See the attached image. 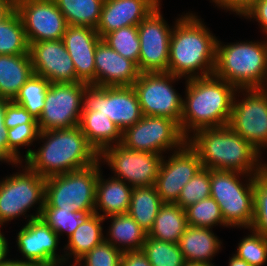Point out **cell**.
Listing matches in <instances>:
<instances>
[{
    "mask_svg": "<svg viewBox=\"0 0 267 266\" xmlns=\"http://www.w3.org/2000/svg\"><path fill=\"white\" fill-rule=\"evenodd\" d=\"M212 228L187 226L178 242L185 261L214 265V259L222 250V241Z\"/></svg>",
    "mask_w": 267,
    "mask_h": 266,
    "instance_id": "24",
    "label": "cell"
},
{
    "mask_svg": "<svg viewBox=\"0 0 267 266\" xmlns=\"http://www.w3.org/2000/svg\"><path fill=\"white\" fill-rule=\"evenodd\" d=\"M250 228L267 238V168L254 178V216Z\"/></svg>",
    "mask_w": 267,
    "mask_h": 266,
    "instance_id": "41",
    "label": "cell"
},
{
    "mask_svg": "<svg viewBox=\"0 0 267 266\" xmlns=\"http://www.w3.org/2000/svg\"><path fill=\"white\" fill-rule=\"evenodd\" d=\"M163 157L160 154L130 150L117 144L105 148L99 154V161L111 169L113 177L134 188L155 185Z\"/></svg>",
    "mask_w": 267,
    "mask_h": 266,
    "instance_id": "13",
    "label": "cell"
},
{
    "mask_svg": "<svg viewBox=\"0 0 267 266\" xmlns=\"http://www.w3.org/2000/svg\"><path fill=\"white\" fill-rule=\"evenodd\" d=\"M29 54L34 74L51 83L77 82L73 60L62 39L31 43Z\"/></svg>",
    "mask_w": 267,
    "mask_h": 266,
    "instance_id": "19",
    "label": "cell"
},
{
    "mask_svg": "<svg viewBox=\"0 0 267 266\" xmlns=\"http://www.w3.org/2000/svg\"><path fill=\"white\" fill-rule=\"evenodd\" d=\"M81 105L82 112L99 111L109 117L122 132L143 117L133 86L87 85L82 95Z\"/></svg>",
    "mask_w": 267,
    "mask_h": 266,
    "instance_id": "11",
    "label": "cell"
},
{
    "mask_svg": "<svg viewBox=\"0 0 267 266\" xmlns=\"http://www.w3.org/2000/svg\"><path fill=\"white\" fill-rule=\"evenodd\" d=\"M243 17L247 20L251 21L253 19L258 22L262 33L267 36V0H258L245 12Z\"/></svg>",
    "mask_w": 267,
    "mask_h": 266,
    "instance_id": "44",
    "label": "cell"
},
{
    "mask_svg": "<svg viewBox=\"0 0 267 266\" xmlns=\"http://www.w3.org/2000/svg\"><path fill=\"white\" fill-rule=\"evenodd\" d=\"M162 204L155 185L134 187L127 213L148 233Z\"/></svg>",
    "mask_w": 267,
    "mask_h": 266,
    "instance_id": "30",
    "label": "cell"
},
{
    "mask_svg": "<svg viewBox=\"0 0 267 266\" xmlns=\"http://www.w3.org/2000/svg\"><path fill=\"white\" fill-rule=\"evenodd\" d=\"M184 210L188 226L212 229L216 226L228 227L218 203L212 197L202 199Z\"/></svg>",
    "mask_w": 267,
    "mask_h": 266,
    "instance_id": "35",
    "label": "cell"
},
{
    "mask_svg": "<svg viewBox=\"0 0 267 266\" xmlns=\"http://www.w3.org/2000/svg\"><path fill=\"white\" fill-rule=\"evenodd\" d=\"M255 176L237 171L210 170V197L218 203L228 228L251 227Z\"/></svg>",
    "mask_w": 267,
    "mask_h": 266,
    "instance_id": "6",
    "label": "cell"
},
{
    "mask_svg": "<svg viewBox=\"0 0 267 266\" xmlns=\"http://www.w3.org/2000/svg\"><path fill=\"white\" fill-rule=\"evenodd\" d=\"M9 100L0 98V128H6L4 125L5 106Z\"/></svg>",
    "mask_w": 267,
    "mask_h": 266,
    "instance_id": "52",
    "label": "cell"
},
{
    "mask_svg": "<svg viewBox=\"0 0 267 266\" xmlns=\"http://www.w3.org/2000/svg\"><path fill=\"white\" fill-rule=\"evenodd\" d=\"M122 251L105 240L87 252L76 263V266H121Z\"/></svg>",
    "mask_w": 267,
    "mask_h": 266,
    "instance_id": "42",
    "label": "cell"
},
{
    "mask_svg": "<svg viewBox=\"0 0 267 266\" xmlns=\"http://www.w3.org/2000/svg\"><path fill=\"white\" fill-rule=\"evenodd\" d=\"M24 123H38V121L21 105L15 103L13 100L8 101L5 106V127L10 129Z\"/></svg>",
    "mask_w": 267,
    "mask_h": 266,
    "instance_id": "43",
    "label": "cell"
},
{
    "mask_svg": "<svg viewBox=\"0 0 267 266\" xmlns=\"http://www.w3.org/2000/svg\"><path fill=\"white\" fill-rule=\"evenodd\" d=\"M94 212L79 213L73 208L43 207L40 218L61 238H69L78 226L83 224Z\"/></svg>",
    "mask_w": 267,
    "mask_h": 266,
    "instance_id": "33",
    "label": "cell"
},
{
    "mask_svg": "<svg viewBox=\"0 0 267 266\" xmlns=\"http://www.w3.org/2000/svg\"><path fill=\"white\" fill-rule=\"evenodd\" d=\"M181 79L169 72L140 73L132 86L143 115L167 117L180 126L183 97L173 85Z\"/></svg>",
    "mask_w": 267,
    "mask_h": 266,
    "instance_id": "12",
    "label": "cell"
},
{
    "mask_svg": "<svg viewBox=\"0 0 267 266\" xmlns=\"http://www.w3.org/2000/svg\"><path fill=\"white\" fill-rule=\"evenodd\" d=\"M213 74L236 89L267 88V36L261 42L217 39Z\"/></svg>",
    "mask_w": 267,
    "mask_h": 266,
    "instance_id": "5",
    "label": "cell"
},
{
    "mask_svg": "<svg viewBox=\"0 0 267 266\" xmlns=\"http://www.w3.org/2000/svg\"><path fill=\"white\" fill-rule=\"evenodd\" d=\"M228 266H251L246 261L239 259L236 255L232 254V257H229Z\"/></svg>",
    "mask_w": 267,
    "mask_h": 266,
    "instance_id": "51",
    "label": "cell"
},
{
    "mask_svg": "<svg viewBox=\"0 0 267 266\" xmlns=\"http://www.w3.org/2000/svg\"><path fill=\"white\" fill-rule=\"evenodd\" d=\"M162 0H104L96 31L106 34L126 26H138Z\"/></svg>",
    "mask_w": 267,
    "mask_h": 266,
    "instance_id": "22",
    "label": "cell"
},
{
    "mask_svg": "<svg viewBox=\"0 0 267 266\" xmlns=\"http://www.w3.org/2000/svg\"><path fill=\"white\" fill-rule=\"evenodd\" d=\"M228 126L262 154L267 148V88L237 89Z\"/></svg>",
    "mask_w": 267,
    "mask_h": 266,
    "instance_id": "9",
    "label": "cell"
},
{
    "mask_svg": "<svg viewBox=\"0 0 267 266\" xmlns=\"http://www.w3.org/2000/svg\"><path fill=\"white\" fill-rule=\"evenodd\" d=\"M169 153L168 159H162L155 187L163 203H176L183 186L198 173L202 163L187 142Z\"/></svg>",
    "mask_w": 267,
    "mask_h": 266,
    "instance_id": "18",
    "label": "cell"
},
{
    "mask_svg": "<svg viewBox=\"0 0 267 266\" xmlns=\"http://www.w3.org/2000/svg\"><path fill=\"white\" fill-rule=\"evenodd\" d=\"M68 25L97 28L104 0H54Z\"/></svg>",
    "mask_w": 267,
    "mask_h": 266,
    "instance_id": "31",
    "label": "cell"
},
{
    "mask_svg": "<svg viewBox=\"0 0 267 266\" xmlns=\"http://www.w3.org/2000/svg\"><path fill=\"white\" fill-rule=\"evenodd\" d=\"M8 239H6L4 233L0 228V264L5 263L9 258H7L9 253Z\"/></svg>",
    "mask_w": 267,
    "mask_h": 266,
    "instance_id": "48",
    "label": "cell"
},
{
    "mask_svg": "<svg viewBox=\"0 0 267 266\" xmlns=\"http://www.w3.org/2000/svg\"><path fill=\"white\" fill-rule=\"evenodd\" d=\"M0 266H43L37 263H29L12 259H8L5 263L0 264Z\"/></svg>",
    "mask_w": 267,
    "mask_h": 266,
    "instance_id": "50",
    "label": "cell"
},
{
    "mask_svg": "<svg viewBox=\"0 0 267 266\" xmlns=\"http://www.w3.org/2000/svg\"><path fill=\"white\" fill-rule=\"evenodd\" d=\"M248 231L250 234L242 237L234 255L251 266H263L267 261V238L251 228Z\"/></svg>",
    "mask_w": 267,
    "mask_h": 266,
    "instance_id": "39",
    "label": "cell"
},
{
    "mask_svg": "<svg viewBox=\"0 0 267 266\" xmlns=\"http://www.w3.org/2000/svg\"><path fill=\"white\" fill-rule=\"evenodd\" d=\"M106 44L123 57L130 59L138 66L140 55V40L137 26H126L106 34L103 38Z\"/></svg>",
    "mask_w": 267,
    "mask_h": 266,
    "instance_id": "38",
    "label": "cell"
},
{
    "mask_svg": "<svg viewBox=\"0 0 267 266\" xmlns=\"http://www.w3.org/2000/svg\"><path fill=\"white\" fill-rule=\"evenodd\" d=\"M17 0H0V3L3 4H16Z\"/></svg>",
    "mask_w": 267,
    "mask_h": 266,
    "instance_id": "54",
    "label": "cell"
},
{
    "mask_svg": "<svg viewBox=\"0 0 267 266\" xmlns=\"http://www.w3.org/2000/svg\"><path fill=\"white\" fill-rule=\"evenodd\" d=\"M50 83L46 78L33 73L13 101L38 120L45 105V96Z\"/></svg>",
    "mask_w": 267,
    "mask_h": 266,
    "instance_id": "34",
    "label": "cell"
},
{
    "mask_svg": "<svg viewBox=\"0 0 267 266\" xmlns=\"http://www.w3.org/2000/svg\"><path fill=\"white\" fill-rule=\"evenodd\" d=\"M19 165V166H18ZM25 165V166H23ZM16 173L0 180V228L21 216L27 221L40 218L44 206L46 178L33 172L26 164L18 163ZM21 166V167H20ZM35 213L28 214L31 208Z\"/></svg>",
    "mask_w": 267,
    "mask_h": 266,
    "instance_id": "7",
    "label": "cell"
},
{
    "mask_svg": "<svg viewBox=\"0 0 267 266\" xmlns=\"http://www.w3.org/2000/svg\"><path fill=\"white\" fill-rule=\"evenodd\" d=\"M108 219L111 224L105 235L106 242L122 252L142 250L148 233L128 213L104 218Z\"/></svg>",
    "mask_w": 267,
    "mask_h": 266,
    "instance_id": "28",
    "label": "cell"
},
{
    "mask_svg": "<svg viewBox=\"0 0 267 266\" xmlns=\"http://www.w3.org/2000/svg\"><path fill=\"white\" fill-rule=\"evenodd\" d=\"M186 142L198 155L202 167L210 170L258 175L267 168L262 154L228 125L198 129Z\"/></svg>",
    "mask_w": 267,
    "mask_h": 266,
    "instance_id": "2",
    "label": "cell"
},
{
    "mask_svg": "<svg viewBox=\"0 0 267 266\" xmlns=\"http://www.w3.org/2000/svg\"><path fill=\"white\" fill-rule=\"evenodd\" d=\"M87 85L82 82L50 83L44 108L37 120L39 130L47 131L79 125L82 95Z\"/></svg>",
    "mask_w": 267,
    "mask_h": 266,
    "instance_id": "14",
    "label": "cell"
},
{
    "mask_svg": "<svg viewBox=\"0 0 267 266\" xmlns=\"http://www.w3.org/2000/svg\"><path fill=\"white\" fill-rule=\"evenodd\" d=\"M95 86H132L140 74L137 65L110 48L102 39L95 50Z\"/></svg>",
    "mask_w": 267,
    "mask_h": 266,
    "instance_id": "21",
    "label": "cell"
},
{
    "mask_svg": "<svg viewBox=\"0 0 267 266\" xmlns=\"http://www.w3.org/2000/svg\"><path fill=\"white\" fill-rule=\"evenodd\" d=\"M121 266H152L142 250L125 251L121 256Z\"/></svg>",
    "mask_w": 267,
    "mask_h": 266,
    "instance_id": "46",
    "label": "cell"
},
{
    "mask_svg": "<svg viewBox=\"0 0 267 266\" xmlns=\"http://www.w3.org/2000/svg\"><path fill=\"white\" fill-rule=\"evenodd\" d=\"M19 230L16 246L23 259L15 260L43 266H65L64 253H57L60 237L41 218L26 221Z\"/></svg>",
    "mask_w": 267,
    "mask_h": 266,
    "instance_id": "17",
    "label": "cell"
},
{
    "mask_svg": "<svg viewBox=\"0 0 267 266\" xmlns=\"http://www.w3.org/2000/svg\"><path fill=\"white\" fill-rule=\"evenodd\" d=\"M38 141L43 144L33 149L23 163L44 178L84 169L99 161V154L79 125L40 131Z\"/></svg>",
    "mask_w": 267,
    "mask_h": 266,
    "instance_id": "3",
    "label": "cell"
},
{
    "mask_svg": "<svg viewBox=\"0 0 267 266\" xmlns=\"http://www.w3.org/2000/svg\"><path fill=\"white\" fill-rule=\"evenodd\" d=\"M186 140L175 120L143 115L136 124L122 132L120 144L130 150L163 155L167 151L179 150Z\"/></svg>",
    "mask_w": 267,
    "mask_h": 266,
    "instance_id": "10",
    "label": "cell"
},
{
    "mask_svg": "<svg viewBox=\"0 0 267 266\" xmlns=\"http://www.w3.org/2000/svg\"><path fill=\"white\" fill-rule=\"evenodd\" d=\"M184 266H216V265H210L206 263H189L186 262Z\"/></svg>",
    "mask_w": 267,
    "mask_h": 266,
    "instance_id": "53",
    "label": "cell"
},
{
    "mask_svg": "<svg viewBox=\"0 0 267 266\" xmlns=\"http://www.w3.org/2000/svg\"><path fill=\"white\" fill-rule=\"evenodd\" d=\"M6 131L7 128H0V162H4L8 165H12V167H15L18 163L8 154Z\"/></svg>",
    "mask_w": 267,
    "mask_h": 266,
    "instance_id": "47",
    "label": "cell"
},
{
    "mask_svg": "<svg viewBox=\"0 0 267 266\" xmlns=\"http://www.w3.org/2000/svg\"><path fill=\"white\" fill-rule=\"evenodd\" d=\"M101 39L94 28L67 26L62 41L73 60L77 82L95 85V50Z\"/></svg>",
    "mask_w": 267,
    "mask_h": 266,
    "instance_id": "20",
    "label": "cell"
},
{
    "mask_svg": "<svg viewBox=\"0 0 267 266\" xmlns=\"http://www.w3.org/2000/svg\"><path fill=\"white\" fill-rule=\"evenodd\" d=\"M187 226L185 210L181 206L176 203H163L148 237L178 244Z\"/></svg>",
    "mask_w": 267,
    "mask_h": 266,
    "instance_id": "29",
    "label": "cell"
},
{
    "mask_svg": "<svg viewBox=\"0 0 267 266\" xmlns=\"http://www.w3.org/2000/svg\"><path fill=\"white\" fill-rule=\"evenodd\" d=\"M258 0H210L211 3H214L215 7L221 8L224 11H230L242 17L245 12L251 8Z\"/></svg>",
    "mask_w": 267,
    "mask_h": 266,
    "instance_id": "45",
    "label": "cell"
},
{
    "mask_svg": "<svg viewBox=\"0 0 267 266\" xmlns=\"http://www.w3.org/2000/svg\"><path fill=\"white\" fill-rule=\"evenodd\" d=\"M29 47L22 20L14 10L0 23V55L29 54Z\"/></svg>",
    "mask_w": 267,
    "mask_h": 266,
    "instance_id": "32",
    "label": "cell"
},
{
    "mask_svg": "<svg viewBox=\"0 0 267 266\" xmlns=\"http://www.w3.org/2000/svg\"><path fill=\"white\" fill-rule=\"evenodd\" d=\"M103 221H105L103 217L94 213L77 227L62 249L65 255V266L68 263L70 265L69 259H73L74 262L71 264H75L87 252L105 240Z\"/></svg>",
    "mask_w": 267,
    "mask_h": 266,
    "instance_id": "27",
    "label": "cell"
},
{
    "mask_svg": "<svg viewBox=\"0 0 267 266\" xmlns=\"http://www.w3.org/2000/svg\"><path fill=\"white\" fill-rule=\"evenodd\" d=\"M102 165H94L46 178L43 207L73 208L79 213L94 212L97 179Z\"/></svg>",
    "mask_w": 267,
    "mask_h": 266,
    "instance_id": "8",
    "label": "cell"
},
{
    "mask_svg": "<svg viewBox=\"0 0 267 266\" xmlns=\"http://www.w3.org/2000/svg\"><path fill=\"white\" fill-rule=\"evenodd\" d=\"M79 126L88 143L98 154L107 147L121 143L122 131L99 111L82 112Z\"/></svg>",
    "mask_w": 267,
    "mask_h": 266,
    "instance_id": "25",
    "label": "cell"
},
{
    "mask_svg": "<svg viewBox=\"0 0 267 266\" xmlns=\"http://www.w3.org/2000/svg\"><path fill=\"white\" fill-rule=\"evenodd\" d=\"M195 13H182L173 23L168 72L187 79L212 75L217 37Z\"/></svg>",
    "mask_w": 267,
    "mask_h": 266,
    "instance_id": "1",
    "label": "cell"
},
{
    "mask_svg": "<svg viewBox=\"0 0 267 266\" xmlns=\"http://www.w3.org/2000/svg\"><path fill=\"white\" fill-rule=\"evenodd\" d=\"M142 251L152 266H184L186 263L177 243L160 241L147 236Z\"/></svg>",
    "mask_w": 267,
    "mask_h": 266,
    "instance_id": "37",
    "label": "cell"
},
{
    "mask_svg": "<svg viewBox=\"0 0 267 266\" xmlns=\"http://www.w3.org/2000/svg\"><path fill=\"white\" fill-rule=\"evenodd\" d=\"M161 5L155 8L137 26L140 40L138 70L144 72H168L170 27L161 13Z\"/></svg>",
    "mask_w": 267,
    "mask_h": 266,
    "instance_id": "15",
    "label": "cell"
},
{
    "mask_svg": "<svg viewBox=\"0 0 267 266\" xmlns=\"http://www.w3.org/2000/svg\"><path fill=\"white\" fill-rule=\"evenodd\" d=\"M30 54L0 55V98L12 101L33 74Z\"/></svg>",
    "mask_w": 267,
    "mask_h": 266,
    "instance_id": "26",
    "label": "cell"
},
{
    "mask_svg": "<svg viewBox=\"0 0 267 266\" xmlns=\"http://www.w3.org/2000/svg\"><path fill=\"white\" fill-rule=\"evenodd\" d=\"M211 194L210 169L202 167L182 188L176 204L183 209L209 198Z\"/></svg>",
    "mask_w": 267,
    "mask_h": 266,
    "instance_id": "40",
    "label": "cell"
},
{
    "mask_svg": "<svg viewBox=\"0 0 267 266\" xmlns=\"http://www.w3.org/2000/svg\"><path fill=\"white\" fill-rule=\"evenodd\" d=\"M15 10L22 20L29 45L60 40L68 26L54 0H17Z\"/></svg>",
    "mask_w": 267,
    "mask_h": 266,
    "instance_id": "16",
    "label": "cell"
},
{
    "mask_svg": "<svg viewBox=\"0 0 267 266\" xmlns=\"http://www.w3.org/2000/svg\"><path fill=\"white\" fill-rule=\"evenodd\" d=\"M180 129L187 138L203 128L229 124L237 89L214 74L185 81Z\"/></svg>",
    "mask_w": 267,
    "mask_h": 266,
    "instance_id": "4",
    "label": "cell"
},
{
    "mask_svg": "<svg viewBox=\"0 0 267 266\" xmlns=\"http://www.w3.org/2000/svg\"><path fill=\"white\" fill-rule=\"evenodd\" d=\"M39 133L38 123H24L7 129L8 154L17 163H23L31 155L33 149L29 147L38 141ZM24 146L28 149L25 151V155H21L20 149Z\"/></svg>",
    "mask_w": 267,
    "mask_h": 266,
    "instance_id": "36",
    "label": "cell"
},
{
    "mask_svg": "<svg viewBox=\"0 0 267 266\" xmlns=\"http://www.w3.org/2000/svg\"><path fill=\"white\" fill-rule=\"evenodd\" d=\"M15 5L16 4L0 3V23L15 10Z\"/></svg>",
    "mask_w": 267,
    "mask_h": 266,
    "instance_id": "49",
    "label": "cell"
},
{
    "mask_svg": "<svg viewBox=\"0 0 267 266\" xmlns=\"http://www.w3.org/2000/svg\"><path fill=\"white\" fill-rule=\"evenodd\" d=\"M102 174L103 171L100 169L97 179L94 213L103 218L127 213L133 188L112 175L105 179Z\"/></svg>",
    "mask_w": 267,
    "mask_h": 266,
    "instance_id": "23",
    "label": "cell"
}]
</instances>
